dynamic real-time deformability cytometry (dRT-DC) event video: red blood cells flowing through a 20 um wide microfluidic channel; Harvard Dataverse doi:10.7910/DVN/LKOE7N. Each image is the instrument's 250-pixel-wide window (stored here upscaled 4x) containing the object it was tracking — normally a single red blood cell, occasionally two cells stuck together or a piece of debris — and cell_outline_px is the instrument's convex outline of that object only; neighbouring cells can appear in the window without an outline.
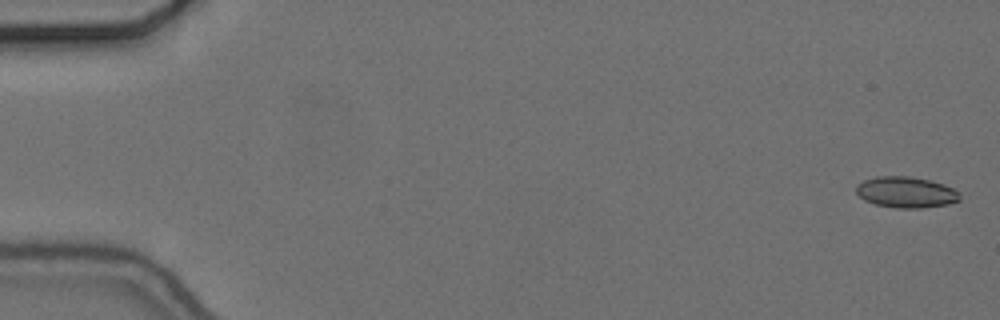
{"species": "common noctule bat (a hibernating species)", "species_latin": "Nyctalus noctula", "temperature_condition": "cold", "stored_images_in_passage": 56, "camera_frame_rate_fps": 3000, "um_per_image_px": 0.085, "animal": {"sex": "female", "body_mass_g": 24.6, "forearm_length_mm": 56.2}, "frame": {"image": 1, "passage_image": 1, "time_ms": 0.0, "image_size_px": [1000, 320], "cell_outline_px": [[960, 200], [948, 204], [920, 208], [896, 208], [876, 204], [864, 200], [856, 192], [856, 184], [864, 180], [876, 176], [908, 176], [928, 180], [944, 184], [960, 192]], "centroid_in_image_um": [77.01, 16.34], "position_along_channel_um": 8.0, "area_um2": 18.73}}
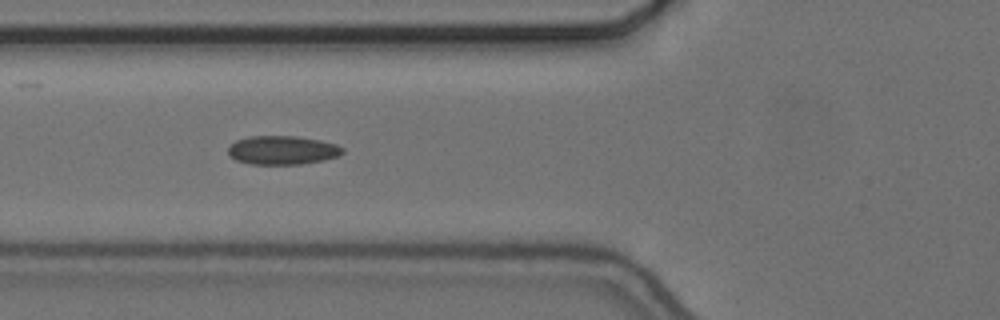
{"frame": {"image": 2, "passage_image": 21, "time_ms": 6.667, "image_size_px": [1000, 320], "cell_outline_px": [[344, 152], [340, 156], [324, 160], [300, 164], [252, 164], [236, 160], [228, 156], [228, 148], [236, 140], [248, 136], [296, 136], [320, 140], [336, 144], [344, 148]], "centroid_in_image_um": [24.02, 12.76], "position_along_channel_um": 101.8, "area_um2": 19.31}}
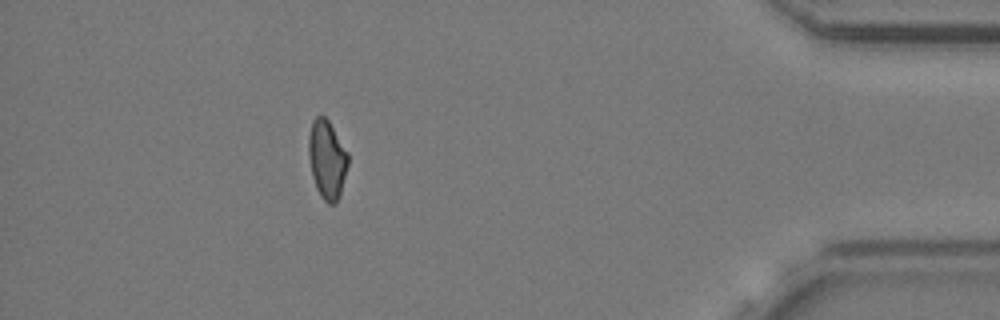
{"frame": {"image": 3, "passage_image": 50, "time_ms": 16.333, "image_size_px": [1000, 320], "cell_outline_px": [[348, 164], [340, 196], [336, 204], [328, 204], [320, 196], [316, 188], [312, 176], [308, 156], [308, 136], [312, 120], [316, 116], [324, 116], [328, 120], [348, 152]], "centroid_in_image_um": [27.79, 13.57], "position_along_channel_um": 407.4, "area_um2": 18.26}, "authors_computed_cell_mechanics": {"area_um2": 18.496, "velocity_mm_per_s": 3.6797, "shape_relaxation_time_tau1_ms": null, "shape_relaxation_time_tau2_ms": 4.0101, "deformation_change_tau1": null, "deformation_change_tau2": 0.1034}}